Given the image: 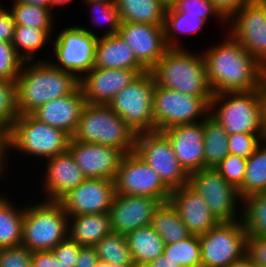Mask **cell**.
<instances>
[{
  "label": "cell",
  "mask_w": 266,
  "mask_h": 267,
  "mask_svg": "<svg viewBox=\"0 0 266 267\" xmlns=\"http://www.w3.org/2000/svg\"><path fill=\"white\" fill-rule=\"evenodd\" d=\"M221 34L220 42L201 50L213 95L262 88L263 65L227 31Z\"/></svg>",
  "instance_id": "6da1fadb"
},
{
  "label": "cell",
  "mask_w": 266,
  "mask_h": 267,
  "mask_svg": "<svg viewBox=\"0 0 266 267\" xmlns=\"http://www.w3.org/2000/svg\"><path fill=\"white\" fill-rule=\"evenodd\" d=\"M71 138L72 136L66 131L45 124L36 119L32 114L19 115L9 128V171H13L12 173L16 171L11 168L15 166L13 162L15 155L21 159L26 158V160L22 159L24 163L31 160L30 165H28L30 167L33 160V164H36L35 161L41 163L42 160L45 161L46 159L66 152L69 148ZM10 158H13V160Z\"/></svg>",
  "instance_id": "7a4b0ae2"
},
{
  "label": "cell",
  "mask_w": 266,
  "mask_h": 267,
  "mask_svg": "<svg viewBox=\"0 0 266 267\" xmlns=\"http://www.w3.org/2000/svg\"><path fill=\"white\" fill-rule=\"evenodd\" d=\"M20 115L31 114L39 106L71 94L79 79L55 67L49 60L24 62L16 79Z\"/></svg>",
  "instance_id": "3957f363"
},
{
  "label": "cell",
  "mask_w": 266,
  "mask_h": 267,
  "mask_svg": "<svg viewBox=\"0 0 266 267\" xmlns=\"http://www.w3.org/2000/svg\"><path fill=\"white\" fill-rule=\"evenodd\" d=\"M195 51L169 48L150 70L155 84L191 96L212 98L204 57L200 50Z\"/></svg>",
  "instance_id": "277c9868"
},
{
  "label": "cell",
  "mask_w": 266,
  "mask_h": 267,
  "mask_svg": "<svg viewBox=\"0 0 266 267\" xmlns=\"http://www.w3.org/2000/svg\"><path fill=\"white\" fill-rule=\"evenodd\" d=\"M31 197L25 205L21 246L31 252L52 250L68 237V215L57 201Z\"/></svg>",
  "instance_id": "5b68a950"
},
{
  "label": "cell",
  "mask_w": 266,
  "mask_h": 267,
  "mask_svg": "<svg viewBox=\"0 0 266 267\" xmlns=\"http://www.w3.org/2000/svg\"><path fill=\"white\" fill-rule=\"evenodd\" d=\"M72 139L118 148L127 154L135 149L136 134L108 105L87 103Z\"/></svg>",
  "instance_id": "8992f818"
},
{
  "label": "cell",
  "mask_w": 266,
  "mask_h": 267,
  "mask_svg": "<svg viewBox=\"0 0 266 267\" xmlns=\"http://www.w3.org/2000/svg\"><path fill=\"white\" fill-rule=\"evenodd\" d=\"M82 25L79 22L62 26L53 36L52 50L49 51L52 54L45 56L55 67L74 74L78 79L94 67L95 44L100 37L94 28Z\"/></svg>",
  "instance_id": "52a82bcc"
},
{
  "label": "cell",
  "mask_w": 266,
  "mask_h": 267,
  "mask_svg": "<svg viewBox=\"0 0 266 267\" xmlns=\"http://www.w3.org/2000/svg\"><path fill=\"white\" fill-rule=\"evenodd\" d=\"M263 88L246 92H226L212 96L209 115L228 135L264 134L261 127Z\"/></svg>",
  "instance_id": "ba28073f"
},
{
  "label": "cell",
  "mask_w": 266,
  "mask_h": 267,
  "mask_svg": "<svg viewBox=\"0 0 266 267\" xmlns=\"http://www.w3.org/2000/svg\"><path fill=\"white\" fill-rule=\"evenodd\" d=\"M154 90V77L150 71H146L118 92L108 106L135 134L154 131Z\"/></svg>",
  "instance_id": "9c48e42d"
},
{
  "label": "cell",
  "mask_w": 266,
  "mask_h": 267,
  "mask_svg": "<svg viewBox=\"0 0 266 267\" xmlns=\"http://www.w3.org/2000/svg\"><path fill=\"white\" fill-rule=\"evenodd\" d=\"M212 98H201L155 84L153 95L154 131L203 121L210 112Z\"/></svg>",
  "instance_id": "30bf717a"
},
{
  "label": "cell",
  "mask_w": 266,
  "mask_h": 267,
  "mask_svg": "<svg viewBox=\"0 0 266 267\" xmlns=\"http://www.w3.org/2000/svg\"><path fill=\"white\" fill-rule=\"evenodd\" d=\"M188 185L207 203L219 222L241 220L242 198L215 168H205L189 174Z\"/></svg>",
  "instance_id": "8fae6325"
},
{
  "label": "cell",
  "mask_w": 266,
  "mask_h": 267,
  "mask_svg": "<svg viewBox=\"0 0 266 267\" xmlns=\"http://www.w3.org/2000/svg\"><path fill=\"white\" fill-rule=\"evenodd\" d=\"M247 233L241 220L219 222L199 236L202 267H227L245 256Z\"/></svg>",
  "instance_id": "7c38bea8"
},
{
  "label": "cell",
  "mask_w": 266,
  "mask_h": 267,
  "mask_svg": "<svg viewBox=\"0 0 266 267\" xmlns=\"http://www.w3.org/2000/svg\"><path fill=\"white\" fill-rule=\"evenodd\" d=\"M115 193L169 201L171 189L135 151L124 154L113 179Z\"/></svg>",
  "instance_id": "4fadbf2b"
},
{
  "label": "cell",
  "mask_w": 266,
  "mask_h": 267,
  "mask_svg": "<svg viewBox=\"0 0 266 267\" xmlns=\"http://www.w3.org/2000/svg\"><path fill=\"white\" fill-rule=\"evenodd\" d=\"M134 151L171 189L188 184L189 175L179 164L169 138L160 131L136 134Z\"/></svg>",
  "instance_id": "5bb4252c"
},
{
  "label": "cell",
  "mask_w": 266,
  "mask_h": 267,
  "mask_svg": "<svg viewBox=\"0 0 266 267\" xmlns=\"http://www.w3.org/2000/svg\"><path fill=\"white\" fill-rule=\"evenodd\" d=\"M227 32L262 65L266 62V6L261 0L245 4L227 23Z\"/></svg>",
  "instance_id": "9a60e30c"
},
{
  "label": "cell",
  "mask_w": 266,
  "mask_h": 267,
  "mask_svg": "<svg viewBox=\"0 0 266 267\" xmlns=\"http://www.w3.org/2000/svg\"><path fill=\"white\" fill-rule=\"evenodd\" d=\"M36 167L43 169L40 173L38 172L39 175L41 174L40 177L38 176L41 178L40 181L37 180L39 183H34L36 187L37 184L40 185L39 194L43 195L36 198L42 200L58 202L86 179L68 150L42 161Z\"/></svg>",
  "instance_id": "2e32d148"
},
{
  "label": "cell",
  "mask_w": 266,
  "mask_h": 267,
  "mask_svg": "<svg viewBox=\"0 0 266 267\" xmlns=\"http://www.w3.org/2000/svg\"><path fill=\"white\" fill-rule=\"evenodd\" d=\"M114 196L115 187L113 180L86 178L58 202L68 217L109 213Z\"/></svg>",
  "instance_id": "e0dca14e"
},
{
  "label": "cell",
  "mask_w": 266,
  "mask_h": 267,
  "mask_svg": "<svg viewBox=\"0 0 266 267\" xmlns=\"http://www.w3.org/2000/svg\"><path fill=\"white\" fill-rule=\"evenodd\" d=\"M133 50L136 61L150 71L169 49L163 24L121 22L119 33Z\"/></svg>",
  "instance_id": "ac0fdd59"
},
{
  "label": "cell",
  "mask_w": 266,
  "mask_h": 267,
  "mask_svg": "<svg viewBox=\"0 0 266 267\" xmlns=\"http://www.w3.org/2000/svg\"><path fill=\"white\" fill-rule=\"evenodd\" d=\"M146 70L93 67L79 79L86 103L108 105L113 97Z\"/></svg>",
  "instance_id": "d6986e66"
},
{
  "label": "cell",
  "mask_w": 266,
  "mask_h": 267,
  "mask_svg": "<svg viewBox=\"0 0 266 267\" xmlns=\"http://www.w3.org/2000/svg\"><path fill=\"white\" fill-rule=\"evenodd\" d=\"M68 151L86 178L113 180L124 153L95 143H83L71 138Z\"/></svg>",
  "instance_id": "ffe728a7"
},
{
  "label": "cell",
  "mask_w": 266,
  "mask_h": 267,
  "mask_svg": "<svg viewBox=\"0 0 266 267\" xmlns=\"http://www.w3.org/2000/svg\"><path fill=\"white\" fill-rule=\"evenodd\" d=\"M160 203L151 197L115 193L109 209L112 232L127 235L137 228L151 225Z\"/></svg>",
  "instance_id": "44dd1931"
},
{
  "label": "cell",
  "mask_w": 266,
  "mask_h": 267,
  "mask_svg": "<svg viewBox=\"0 0 266 267\" xmlns=\"http://www.w3.org/2000/svg\"><path fill=\"white\" fill-rule=\"evenodd\" d=\"M162 132L171 141L175 156L188 175L205 169L203 121L172 126Z\"/></svg>",
  "instance_id": "7402d4cb"
},
{
  "label": "cell",
  "mask_w": 266,
  "mask_h": 267,
  "mask_svg": "<svg viewBox=\"0 0 266 267\" xmlns=\"http://www.w3.org/2000/svg\"><path fill=\"white\" fill-rule=\"evenodd\" d=\"M169 201L178 211L191 235L200 236L219 223L204 198L188 184L173 189Z\"/></svg>",
  "instance_id": "603a6c76"
},
{
  "label": "cell",
  "mask_w": 266,
  "mask_h": 267,
  "mask_svg": "<svg viewBox=\"0 0 266 267\" xmlns=\"http://www.w3.org/2000/svg\"><path fill=\"white\" fill-rule=\"evenodd\" d=\"M86 104L81 88L78 86L71 94L49 101L31 114L39 121L60 128L72 136Z\"/></svg>",
  "instance_id": "cb8c5ba5"
},
{
  "label": "cell",
  "mask_w": 266,
  "mask_h": 267,
  "mask_svg": "<svg viewBox=\"0 0 266 267\" xmlns=\"http://www.w3.org/2000/svg\"><path fill=\"white\" fill-rule=\"evenodd\" d=\"M94 67L145 70L136 61L133 50L119 34L97 38L94 53Z\"/></svg>",
  "instance_id": "d4e9b609"
},
{
  "label": "cell",
  "mask_w": 266,
  "mask_h": 267,
  "mask_svg": "<svg viewBox=\"0 0 266 267\" xmlns=\"http://www.w3.org/2000/svg\"><path fill=\"white\" fill-rule=\"evenodd\" d=\"M6 193L0 194V248L21 245L25 205L29 200L27 199L22 204L18 202V204L17 200L19 201L22 197L17 199L14 196L12 199V191L9 194Z\"/></svg>",
  "instance_id": "484cf974"
},
{
  "label": "cell",
  "mask_w": 266,
  "mask_h": 267,
  "mask_svg": "<svg viewBox=\"0 0 266 267\" xmlns=\"http://www.w3.org/2000/svg\"><path fill=\"white\" fill-rule=\"evenodd\" d=\"M111 232L109 213L68 217V237L78 245L93 247Z\"/></svg>",
  "instance_id": "4316f807"
},
{
  "label": "cell",
  "mask_w": 266,
  "mask_h": 267,
  "mask_svg": "<svg viewBox=\"0 0 266 267\" xmlns=\"http://www.w3.org/2000/svg\"><path fill=\"white\" fill-rule=\"evenodd\" d=\"M56 31L38 29L28 25H16L12 46L24 62L46 61V58L40 57L41 55H38V53H41L44 48L46 51L49 48L51 49L52 39ZM46 47L49 48L46 49Z\"/></svg>",
  "instance_id": "83f0119b"
},
{
  "label": "cell",
  "mask_w": 266,
  "mask_h": 267,
  "mask_svg": "<svg viewBox=\"0 0 266 267\" xmlns=\"http://www.w3.org/2000/svg\"><path fill=\"white\" fill-rule=\"evenodd\" d=\"M207 23L199 16L179 12L174 6L166 8L163 29L167 46L169 48H187L184 47V41L182 42L183 35L190 37V35L202 33L201 30L207 27Z\"/></svg>",
  "instance_id": "f1b7e54d"
},
{
  "label": "cell",
  "mask_w": 266,
  "mask_h": 267,
  "mask_svg": "<svg viewBox=\"0 0 266 267\" xmlns=\"http://www.w3.org/2000/svg\"><path fill=\"white\" fill-rule=\"evenodd\" d=\"M132 260L138 267L163 254L165 243L151 225L137 228L125 235Z\"/></svg>",
  "instance_id": "f546056e"
},
{
  "label": "cell",
  "mask_w": 266,
  "mask_h": 267,
  "mask_svg": "<svg viewBox=\"0 0 266 267\" xmlns=\"http://www.w3.org/2000/svg\"><path fill=\"white\" fill-rule=\"evenodd\" d=\"M121 22L164 24L166 7L159 0H117Z\"/></svg>",
  "instance_id": "4dcf8cb0"
},
{
  "label": "cell",
  "mask_w": 266,
  "mask_h": 267,
  "mask_svg": "<svg viewBox=\"0 0 266 267\" xmlns=\"http://www.w3.org/2000/svg\"><path fill=\"white\" fill-rule=\"evenodd\" d=\"M151 226L165 244L181 241L191 235L170 201L160 203L156 208Z\"/></svg>",
  "instance_id": "1f68e13d"
},
{
  "label": "cell",
  "mask_w": 266,
  "mask_h": 267,
  "mask_svg": "<svg viewBox=\"0 0 266 267\" xmlns=\"http://www.w3.org/2000/svg\"><path fill=\"white\" fill-rule=\"evenodd\" d=\"M205 168H214L228 154V133L214 118L203 120Z\"/></svg>",
  "instance_id": "d6a6232c"
},
{
  "label": "cell",
  "mask_w": 266,
  "mask_h": 267,
  "mask_svg": "<svg viewBox=\"0 0 266 267\" xmlns=\"http://www.w3.org/2000/svg\"><path fill=\"white\" fill-rule=\"evenodd\" d=\"M266 191V143L262 141L256 151L247 158L243 184L238 188L239 196Z\"/></svg>",
  "instance_id": "836d02e7"
},
{
  "label": "cell",
  "mask_w": 266,
  "mask_h": 267,
  "mask_svg": "<svg viewBox=\"0 0 266 267\" xmlns=\"http://www.w3.org/2000/svg\"><path fill=\"white\" fill-rule=\"evenodd\" d=\"M247 235L266 237V191L242 199V217Z\"/></svg>",
  "instance_id": "e575fe53"
},
{
  "label": "cell",
  "mask_w": 266,
  "mask_h": 267,
  "mask_svg": "<svg viewBox=\"0 0 266 267\" xmlns=\"http://www.w3.org/2000/svg\"><path fill=\"white\" fill-rule=\"evenodd\" d=\"M10 11L16 25H28L43 30H56V13L52 9L37 7L33 4L16 3L10 0ZM57 26V27H56Z\"/></svg>",
  "instance_id": "d590c367"
},
{
  "label": "cell",
  "mask_w": 266,
  "mask_h": 267,
  "mask_svg": "<svg viewBox=\"0 0 266 267\" xmlns=\"http://www.w3.org/2000/svg\"><path fill=\"white\" fill-rule=\"evenodd\" d=\"M83 5L89 12L92 27L100 30V37L119 33L120 17L116 3L107 1L84 2ZM91 15V16H90ZM100 27V28H99ZM104 28V29H103ZM103 29V30H102ZM103 32V33H102Z\"/></svg>",
  "instance_id": "8d00e7d4"
},
{
  "label": "cell",
  "mask_w": 266,
  "mask_h": 267,
  "mask_svg": "<svg viewBox=\"0 0 266 267\" xmlns=\"http://www.w3.org/2000/svg\"><path fill=\"white\" fill-rule=\"evenodd\" d=\"M93 247L100 262L108 264L134 263L125 235L111 232Z\"/></svg>",
  "instance_id": "74e56055"
},
{
  "label": "cell",
  "mask_w": 266,
  "mask_h": 267,
  "mask_svg": "<svg viewBox=\"0 0 266 267\" xmlns=\"http://www.w3.org/2000/svg\"><path fill=\"white\" fill-rule=\"evenodd\" d=\"M163 254L182 267H202L199 236L190 235L181 241L165 244Z\"/></svg>",
  "instance_id": "f35d334b"
},
{
  "label": "cell",
  "mask_w": 266,
  "mask_h": 267,
  "mask_svg": "<svg viewBox=\"0 0 266 267\" xmlns=\"http://www.w3.org/2000/svg\"><path fill=\"white\" fill-rule=\"evenodd\" d=\"M19 115L17 83L0 79V123L9 129Z\"/></svg>",
  "instance_id": "ab89813d"
},
{
  "label": "cell",
  "mask_w": 266,
  "mask_h": 267,
  "mask_svg": "<svg viewBox=\"0 0 266 267\" xmlns=\"http://www.w3.org/2000/svg\"><path fill=\"white\" fill-rule=\"evenodd\" d=\"M174 7L179 12L199 16L200 18L205 19L208 23L216 20V26L219 24L220 26H223H219L220 30L223 29L222 31H227V22L215 10L210 0H178Z\"/></svg>",
  "instance_id": "60d3db41"
},
{
  "label": "cell",
  "mask_w": 266,
  "mask_h": 267,
  "mask_svg": "<svg viewBox=\"0 0 266 267\" xmlns=\"http://www.w3.org/2000/svg\"><path fill=\"white\" fill-rule=\"evenodd\" d=\"M23 63L12 43L0 41V79L16 82Z\"/></svg>",
  "instance_id": "b9f144b4"
},
{
  "label": "cell",
  "mask_w": 266,
  "mask_h": 267,
  "mask_svg": "<svg viewBox=\"0 0 266 267\" xmlns=\"http://www.w3.org/2000/svg\"><path fill=\"white\" fill-rule=\"evenodd\" d=\"M247 159L235 154H228L214 168L237 189L243 184Z\"/></svg>",
  "instance_id": "7bdbcfd3"
},
{
  "label": "cell",
  "mask_w": 266,
  "mask_h": 267,
  "mask_svg": "<svg viewBox=\"0 0 266 267\" xmlns=\"http://www.w3.org/2000/svg\"><path fill=\"white\" fill-rule=\"evenodd\" d=\"M263 141V134L238 133L228 135L229 154L250 157Z\"/></svg>",
  "instance_id": "ee69618b"
},
{
  "label": "cell",
  "mask_w": 266,
  "mask_h": 267,
  "mask_svg": "<svg viewBox=\"0 0 266 267\" xmlns=\"http://www.w3.org/2000/svg\"><path fill=\"white\" fill-rule=\"evenodd\" d=\"M32 252L26 247L0 248V267H24L31 262Z\"/></svg>",
  "instance_id": "f6af8a7d"
},
{
  "label": "cell",
  "mask_w": 266,
  "mask_h": 267,
  "mask_svg": "<svg viewBox=\"0 0 266 267\" xmlns=\"http://www.w3.org/2000/svg\"><path fill=\"white\" fill-rule=\"evenodd\" d=\"M245 257L252 265L266 266V237L247 235Z\"/></svg>",
  "instance_id": "bcb514c9"
},
{
  "label": "cell",
  "mask_w": 266,
  "mask_h": 267,
  "mask_svg": "<svg viewBox=\"0 0 266 267\" xmlns=\"http://www.w3.org/2000/svg\"><path fill=\"white\" fill-rule=\"evenodd\" d=\"M81 247V245H78L75 241L67 237L51 251L59 260L61 267H74L78 260Z\"/></svg>",
  "instance_id": "7dc6e473"
},
{
  "label": "cell",
  "mask_w": 266,
  "mask_h": 267,
  "mask_svg": "<svg viewBox=\"0 0 266 267\" xmlns=\"http://www.w3.org/2000/svg\"><path fill=\"white\" fill-rule=\"evenodd\" d=\"M219 15L228 23L242 7L254 0H210Z\"/></svg>",
  "instance_id": "c3c4849f"
},
{
  "label": "cell",
  "mask_w": 266,
  "mask_h": 267,
  "mask_svg": "<svg viewBox=\"0 0 266 267\" xmlns=\"http://www.w3.org/2000/svg\"><path fill=\"white\" fill-rule=\"evenodd\" d=\"M3 4L0 1V41L12 43L16 24L12 12Z\"/></svg>",
  "instance_id": "681fc988"
},
{
  "label": "cell",
  "mask_w": 266,
  "mask_h": 267,
  "mask_svg": "<svg viewBox=\"0 0 266 267\" xmlns=\"http://www.w3.org/2000/svg\"><path fill=\"white\" fill-rule=\"evenodd\" d=\"M31 262L33 267H61L51 250L32 252Z\"/></svg>",
  "instance_id": "f907efd6"
},
{
  "label": "cell",
  "mask_w": 266,
  "mask_h": 267,
  "mask_svg": "<svg viewBox=\"0 0 266 267\" xmlns=\"http://www.w3.org/2000/svg\"><path fill=\"white\" fill-rule=\"evenodd\" d=\"M98 262L94 247L82 246L74 267H96Z\"/></svg>",
  "instance_id": "816d5d0a"
},
{
  "label": "cell",
  "mask_w": 266,
  "mask_h": 267,
  "mask_svg": "<svg viewBox=\"0 0 266 267\" xmlns=\"http://www.w3.org/2000/svg\"><path fill=\"white\" fill-rule=\"evenodd\" d=\"M9 129L0 123V157H8Z\"/></svg>",
  "instance_id": "f5cc1de1"
},
{
  "label": "cell",
  "mask_w": 266,
  "mask_h": 267,
  "mask_svg": "<svg viewBox=\"0 0 266 267\" xmlns=\"http://www.w3.org/2000/svg\"><path fill=\"white\" fill-rule=\"evenodd\" d=\"M144 267H182L178 263L169 260L164 254L158 256Z\"/></svg>",
  "instance_id": "db71d44e"
},
{
  "label": "cell",
  "mask_w": 266,
  "mask_h": 267,
  "mask_svg": "<svg viewBox=\"0 0 266 267\" xmlns=\"http://www.w3.org/2000/svg\"><path fill=\"white\" fill-rule=\"evenodd\" d=\"M8 163H9L8 157H0V182H1V180L4 182V183H2V186L6 182V180L4 181V177H5V179H6V177H8L5 175H7V174L9 175V167H8L9 164ZM0 191H1L0 194L4 193V191H2L1 189H0Z\"/></svg>",
  "instance_id": "11a10c76"
},
{
  "label": "cell",
  "mask_w": 266,
  "mask_h": 267,
  "mask_svg": "<svg viewBox=\"0 0 266 267\" xmlns=\"http://www.w3.org/2000/svg\"><path fill=\"white\" fill-rule=\"evenodd\" d=\"M16 3L33 4L37 7L51 9L50 0H13Z\"/></svg>",
  "instance_id": "9f6ffc18"
},
{
  "label": "cell",
  "mask_w": 266,
  "mask_h": 267,
  "mask_svg": "<svg viewBox=\"0 0 266 267\" xmlns=\"http://www.w3.org/2000/svg\"><path fill=\"white\" fill-rule=\"evenodd\" d=\"M51 1V9L54 10V12H58L56 10L63 8L67 9L68 5H73L72 2L75 3L76 0H50ZM59 8V9H58Z\"/></svg>",
  "instance_id": "6f0895ef"
},
{
  "label": "cell",
  "mask_w": 266,
  "mask_h": 267,
  "mask_svg": "<svg viewBox=\"0 0 266 267\" xmlns=\"http://www.w3.org/2000/svg\"><path fill=\"white\" fill-rule=\"evenodd\" d=\"M227 267H253L249 260L244 256L241 260L231 263Z\"/></svg>",
  "instance_id": "680465c9"
},
{
  "label": "cell",
  "mask_w": 266,
  "mask_h": 267,
  "mask_svg": "<svg viewBox=\"0 0 266 267\" xmlns=\"http://www.w3.org/2000/svg\"><path fill=\"white\" fill-rule=\"evenodd\" d=\"M262 88H263V91L266 92V62L263 64V71H262Z\"/></svg>",
  "instance_id": "91938a15"
},
{
  "label": "cell",
  "mask_w": 266,
  "mask_h": 267,
  "mask_svg": "<svg viewBox=\"0 0 266 267\" xmlns=\"http://www.w3.org/2000/svg\"><path fill=\"white\" fill-rule=\"evenodd\" d=\"M166 8L174 6L178 0H159Z\"/></svg>",
  "instance_id": "94428289"
},
{
  "label": "cell",
  "mask_w": 266,
  "mask_h": 267,
  "mask_svg": "<svg viewBox=\"0 0 266 267\" xmlns=\"http://www.w3.org/2000/svg\"><path fill=\"white\" fill-rule=\"evenodd\" d=\"M111 267H138L135 263L128 264H111Z\"/></svg>",
  "instance_id": "6125c7cd"
},
{
  "label": "cell",
  "mask_w": 266,
  "mask_h": 267,
  "mask_svg": "<svg viewBox=\"0 0 266 267\" xmlns=\"http://www.w3.org/2000/svg\"><path fill=\"white\" fill-rule=\"evenodd\" d=\"M92 1H107V2L116 3L117 0H82L81 3H83V2H92Z\"/></svg>",
  "instance_id": "be15d7a7"
},
{
  "label": "cell",
  "mask_w": 266,
  "mask_h": 267,
  "mask_svg": "<svg viewBox=\"0 0 266 267\" xmlns=\"http://www.w3.org/2000/svg\"><path fill=\"white\" fill-rule=\"evenodd\" d=\"M96 267H111V264L108 263H103V262H98Z\"/></svg>",
  "instance_id": "e7e4bbea"
},
{
  "label": "cell",
  "mask_w": 266,
  "mask_h": 267,
  "mask_svg": "<svg viewBox=\"0 0 266 267\" xmlns=\"http://www.w3.org/2000/svg\"><path fill=\"white\" fill-rule=\"evenodd\" d=\"M24 267H33L32 262H30L27 266Z\"/></svg>",
  "instance_id": "03108f58"
},
{
  "label": "cell",
  "mask_w": 266,
  "mask_h": 267,
  "mask_svg": "<svg viewBox=\"0 0 266 267\" xmlns=\"http://www.w3.org/2000/svg\"><path fill=\"white\" fill-rule=\"evenodd\" d=\"M253 267H266V266H257V265H253Z\"/></svg>",
  "instance_id": "003e7915"
},
{
  "label": "cell",
  "mask_w": 266,
  "mask_h": 267,
  "mask_svg": "<svg viewBox=\"0 0 266 267\" xmlns=\"http://www.w3.org/2000/svg\"><path fill=\"white\" fill-rule=\"evenodd\" d=\"M264 4H265V6H266V0H261Z\"/></svg>",
  "instance_id": "a7ac6f4b"
}]
</instances>
